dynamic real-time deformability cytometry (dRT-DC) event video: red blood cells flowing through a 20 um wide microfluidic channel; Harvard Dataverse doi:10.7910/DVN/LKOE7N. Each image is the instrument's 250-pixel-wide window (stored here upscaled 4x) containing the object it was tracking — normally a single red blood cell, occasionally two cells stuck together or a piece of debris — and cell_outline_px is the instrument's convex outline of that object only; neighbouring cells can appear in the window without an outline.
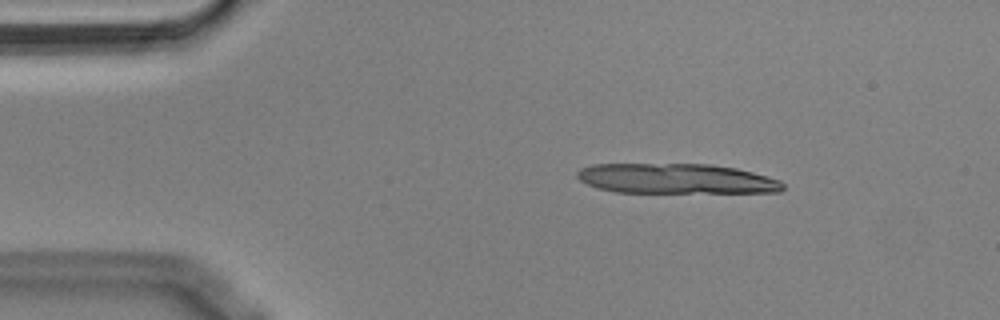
{"species": "Egyptian fruit bat (a non-hibernating species)", "species_latin": "Rousettus aegyptiacus", "temperature_condition": "cold", "stored_images_in_passage": 4, "camera_frame_rate_fps": 3000, "um_per_image_px": 0.085, "animal": {"sex": "male"}, "frame": {"image": 1, "passage_image": 1, "time_ms": 0.0, "image_size_px": [1000, 320], "cell_outline_px": [[784, 188], [780, 192], [616, 192], [596, 188], [580, 180], [576, 176], [576, 172], [580, 168], [592, 164], [712, 164], [736, 168], [768, 176], [780, 180], [784, 184]], "centroid_in_image_um": [57.46, 15.18], "position_along_channel_um": 27.5, "area_um2": 36.13}}